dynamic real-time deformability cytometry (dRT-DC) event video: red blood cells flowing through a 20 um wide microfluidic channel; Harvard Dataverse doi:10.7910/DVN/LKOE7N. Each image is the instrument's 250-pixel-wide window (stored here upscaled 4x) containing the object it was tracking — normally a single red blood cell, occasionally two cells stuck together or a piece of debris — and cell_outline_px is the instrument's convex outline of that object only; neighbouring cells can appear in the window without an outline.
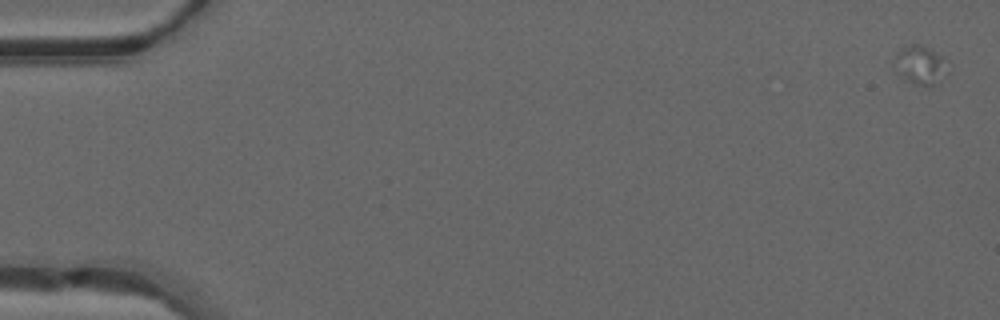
{"species": "common noctule bat (a hibernating species)", "species_latin": "Nyctalus noctula", "temperature_condition": "warm", "stored_images_in_passage": 9, "camera_frame_rate_fps": 3000, "um_per_image_px": 0.085, "animal": {"sex": "male", "forearm_length_mm": 52.5}, "frame": {"image": 1, "passage_image": 2, "time_ms": 0.333, "image_size_px": [1000, 320], "cell_outline_px": [[940, 84], [932, 88], [916, 84], [904, 80], [896, 56], [904, 48], [912, 44], [916, 44], [928, 48], [940, 56]], "centroid_in_image_um": [78.19, 5.59], "position_along_channel_um": 6.8, "area_um2": 10.52}}